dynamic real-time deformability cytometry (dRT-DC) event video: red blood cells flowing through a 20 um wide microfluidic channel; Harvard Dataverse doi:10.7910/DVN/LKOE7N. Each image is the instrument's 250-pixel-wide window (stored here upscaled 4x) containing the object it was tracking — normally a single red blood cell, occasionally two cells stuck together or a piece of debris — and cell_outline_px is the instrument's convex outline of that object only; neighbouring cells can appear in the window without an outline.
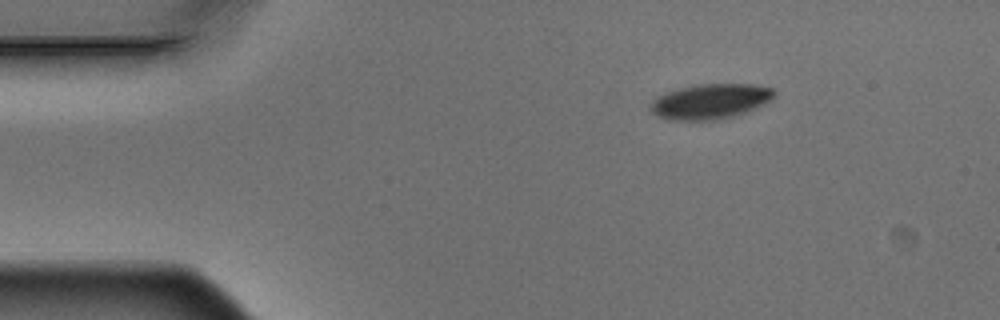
{"species": "Egyptian fruit bat (a non-hibernating species)", "species_latin": "Rousettus aegyptiacus", "temperature_condition": "warm", "stored_images_in_passage": 3, "camera_frame_rate_fps": 3000, "um_per_image_px": 0.085, "animal": {"sex": "male"}, "frame": {"image": 1, "passage_image": 1, "time_ms": 0.0, "image_size_px": [1000, 320], "cell_outline_px": [[776, 96], [764, 104], [744, 112], [732, 116], [712, 120], [668, 120], [652, 112], [648, 108], [648, 104], [656, 96], [680, 88], [700, 84], [752, 84], [772, 88], [776, 92]], "centroid_in_image_um": [60.35, 8.61], "position_along_channel_um": 24.6, "area_um2": 25.2}}